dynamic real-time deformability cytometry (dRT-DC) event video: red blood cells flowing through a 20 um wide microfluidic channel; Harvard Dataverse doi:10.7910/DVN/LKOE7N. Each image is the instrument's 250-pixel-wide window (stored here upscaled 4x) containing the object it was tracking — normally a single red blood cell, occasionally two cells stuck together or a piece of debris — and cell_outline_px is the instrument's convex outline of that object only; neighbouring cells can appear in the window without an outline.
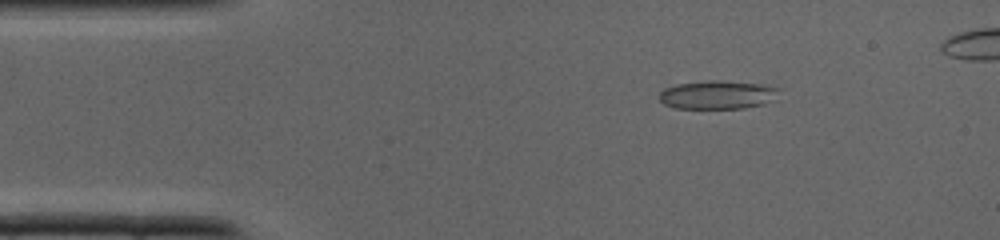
{"species": "common noctule bat (a hibernating species)", "species_latin": "Nyctalus noctula", "temperature_condition": "cold", "stored_images_in_passage": 27, "camera_frame_rate_fps": 3000, "um_per_image_px": 0.085, "animal": {"sex": "male", "body_mass_g": 19.0, "forearm_length_mm": 50.8}, "frame": {"image": 1, "passage_image": 1, "time_ms": 0.0, "image_size_px": [1000, 240], "cell_outline_px": [[780, 88], [776, 100], [764, 104], [744, 108], [676, 108], [664, 104], [660, 100], [660, 92], [664, 88], [676, 84], [708, 80], [720, 80], [764, 84]], "centroid_in_image_um": [61.04, 8.05], "position_along_channel_um": 24.0, "area_um2": 20.11}}
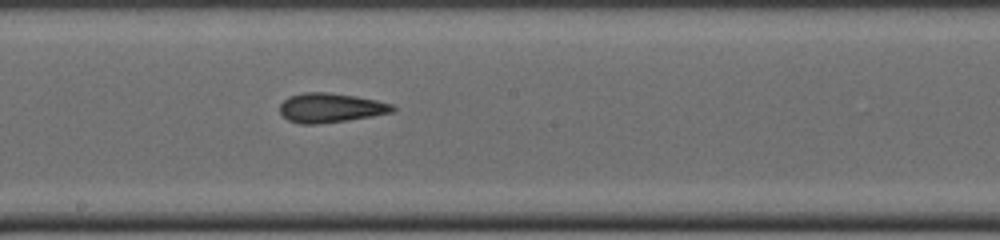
{"frame": {"image": 2, "passage_image": 15, "time_ms": 4.667, "image_size_px": [1000, 240], "cell_outline_px": [[396, 112], [348, 120], [316, 124], [300, 124], [288, 120], [280, 112], [280, 104], [288, 96], [304, 92], [328, 92], [356, 96], [376, 100], [392, 104], [396, 108]], "centroid_in_image_um": [28.11, 9.16], "position_along_channel_um": 220.1, "area_um2": 19.42}}
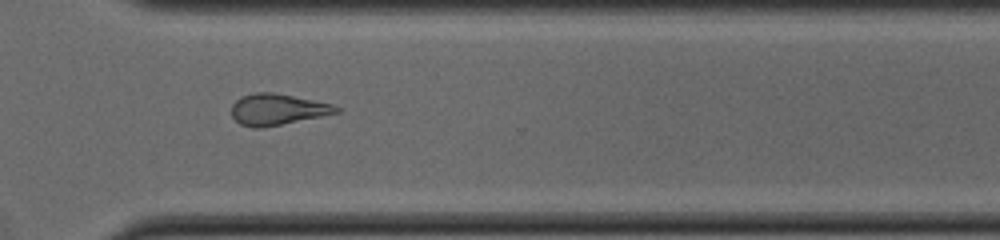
{"frame": {"image": 3, "passage_image": 22, "time_ms": 7.0, "image_size_px": [1000, 240], "cell_outline_px": [[340, 112], [260, 128], [252, 128], [240, 124], [232, 116], [232, 104], [236, 100], [244, 96], [256, 92], [272, 92], [332, 104], [340, 108]], "centroid_in_image_um": [23.55, 9.3], "position_along_channel_um": 347.0, "area_um2": 18.61}}